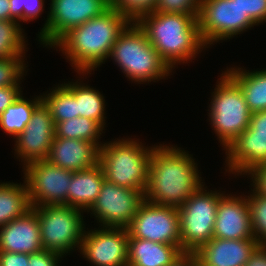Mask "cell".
I'll return each mask as SVG.
<instances>
[{"label":"cell","instance_id":"obj_1","mask_svg":"<svg viewBox=\"0 0 266 266\" xmlns=\"http://www.w3.org/2000/svg\"><path fill=\"white\" fill-rule=\"evenodd\" d=\"M193 158L192 154L177 145H154L145 201L175 208L182 206L205 183Z\"/></svg>","mask_w":266,"mask_h":266},{"label":"cell","instance_id":"obj_2","mask_svg":"<svg viewBox=\"0 0 266 266\" xmlns=\"http://www.w3.org/2000/svg\"><path fill=\"white\" fill-rule=\"evenodd\" d=\"M130 23L126 16L110 8L70 29L51 48L64 54L79 77L91 75L109 59L114 43Z\"/></svg>","mask_w":266,"mask_h":266},{"label":"cell","instance_id":"obj_3","mask_svg":"<svg viewBox=\"0 0 266 266\" xmlns=\"http://www.w3.org/2000/svg\"><path fill=\"white\" fill-rule=\"evenodd\" d=\"M197 18L153 11L141 16L136 23L161 58L174 70L178 64L192 62L203 49L208 48L201 38Z\"/></svg>","mask_w":266,"mask_h":266},{"label":"cell","instance_id":"obj_4","mask_svg":"<svg viewBox=\"0 0 266 266\" xmlns=\"http://www.w3.org/2000/svg\"><path fill=\"white\" fill-rule=\"evenodd\" d=\"M109 58L132 83H156L168 78L173 71L136 22H131L119 35Z\"/></svg>","mask_w":266,"mask_h":266},{"label":"cell","instance_id":"obj_5","mask_svg":"<svg viewBox=\"0 0 266 266\" xmlns=\"http://www.w3.org/2000/svg\"><path fill=\"white\" fill-rule=\"evenodd\" d=\"M116 139L103 142L100 147L99 164L105 180L145 194L154 146H144L146 143L135 138Z\"/></svg>","mask_w":266,"mask_h":266},{"label":"cell","instance_id":"obj_6","mask_svg":"<svg viewBox=\"0 0 266 266\" xmlns=\"http://www.w3.org/2000/svg\"><path fill=\"white\" fill-rule=\"evenodd\" d=\"M220 75L211 95L208 120L225 150L248 128L252 112L240 87L224 71Z\"/></svg>","mask_w":266,"mask_h":266},{"label":"cell","instance_id":"obj_7","mask_svg":"<svg viewBox=\"0 0 266 266\" xmlns=\"http://www.w3.org/2000/svg\"><path fill=\"white\" fill-rule=\"evenodd\" d=\"M31 208L38 215L40 239L44 250L56 252L65 257L74 250L80 251L86 230L83 219L85 211L67 204Z\"/></svg>","mask_w":266,"mask_h":266},{"label":"cell","instance_id":"obj_8","mask_svg":"<svg viewBox=\"0 0 266 266\" xmlns=\"http://www.w3.org/2000/svg\"><path fill=\"white\" fill-rule=\"evenodd\" d=\"M204 185L205 183L177 208L183 252L195 253L213 238L219 198L225 191H207Z\"/></svg>","mask_w":266,"mask_h":266},{"label":"cell","instance_id":"obj_9","mask_svg":"<svg viewBox=\"0 0 266 266\" xmlns=\"http://www.w3.org/2000/svg\"><path fill=\"white\" fill-rule=\"evenodd\" d=\"M197 21L208 48L257 25L235 0H201Z\"/></svg>","mask_w":266,"mask_h":266},{"label":"cell","instance_id":"obj_10","mask_svg":"<svg viewBox=\"0 0 266 266\" xmlns=\"http://www.w3.org/2000/svg\"><path fill=\"white\" fill-rule=\"evenodd\" d=\"M46 21L38 32V41L51 48L70 29L104 14L110 0H50Z\"/></svg>","mask_w":266,"mask_h":266},{"label":"cell","instance_id":"obj_11","mask_svg":"<svg viewBox=\"0 0 266 266\" xmlns=\"http://www.w3.org/2000/svg\"><path fill=\"white\" fill-rule=\"evenodd\" d=\"M22 169L31 207L68 205L72 171L55 166L47 160L30 162Z\"/></svg>","mask_w":266,"mask_h":266},{"label":"cell","instance_id":"obj_12","mask_svg":"<svg viewBox=\"0 0 266 266\" xmlns=\"http://www.w3.org/2000/svg\"><path fill=\"white\" fill-rule=\"evenodd\" d=\"M144 201L143 192L105 180L96 202L87 212L94 216L99 227L127 229Z\"/></svg>","mask_w":266,"mask_h":266},{"label":"cell","instance_id":"obj_13","mask_svg":"<svg viewBox=\"0 0 266 266\" xmlns=\"http://www.w3.org/2000/svg\"><path fill=\"white\" fill-rule=\"evenodd\" d=\"M129 238L172 244L181 249L178 209L144 201L127 228Z\"/></svg>","mask_w":266,"mask_h":266},{"label":"cell","instance_id":"obj_14","mask_svg":"<svg viewBox=\"0 0 266 266\" xmlns=\"http://www.w3.org/2000/svg\"><path fill=\"white\" fill-rule=\"evenodd\" d=\"M129 234L124 228L85 230L80 254L93 266L128 265Z\"/></svg>","mask_w":266,"mask_h":266},{"label":"cell","instance_id":"obj_15","mask_svg":"<svg viewBox=\"0 0 266 266\" xmlns=\"http://www.w3.org/2000/svg\"><path fill=\"white\" fill-rule=\"evenodd\" d=\"M55 137V123L50 110L42 101L33 111L29 123L22 133L16 136L14 156L21 160L22 166L46 160Z\"/></svg>","mask_w":266,"mask_h":266},{"label":"cell","instance_id":"obj_16","mask_svg":"<svg viewBox=\"0 0 266 266\" xmlns=\"http://www.w3.org/2000/svg\"><path fill=\"white\" fill-rule=\"evenodd\" d=\"M213 238L254 239L246 195L224 192L219 198Z\"/></svg>","mask_w":266,"mask_h":266},{"label":"cell","instance_id":"obj_17","mask_svg":"<svg viewBox=\"0 0 266 266\" xmlns=\"http://www.w3.org/2000/svg\"><path fill=\"white\" fill-rule=\"evenodd\" d=\"M226 172L245 175L255 166L266 164V132H252L247 128L224 150Z\"/></svg>","mask_w":266,"mask_h":266},{"label":"cell","instance_id":"obj_18","mask_svg":"<svg viewBox=\"0 0 266 266\" xmlns=\"http://www.w3.org/2000/svg\"><path fill=\"white\" fill-rule=\"evenodd\" d=\"M258 246L255 239L212 238L195 254L198 266H244Z\"/></svg>","mask_w":266,"mask_h":266},{"label":"cell","instance_id":"obj_19","mask_svg":"<svg viewBox=\"0 0 266 266\" xmlns=\"http://www.w3.org/2000/svg\"><path fill=\"white\" fill-rule=\"evenodd\" d=\"M100 147L93 142L54 137L47 161L76 172L92 168L99 163Z\"/></svg>","mask_w":266,"mask_h":266},{"label":"cell","instance_id":"obj_20","mask_svg":"<svg viewBox=\"0 0 266 266\" xmlns=\"http://www.w3.org/2000/svg\"><path fill=\"white\" fill-rule=\"evenodd\" d=\"M42 249L38 215L32 208L0 227V251L32 254Z\"/></svg>","mask_w":266,"mask_h":266},{"label":"cell","instance_id":"obj_21","mask_svg":"<svg viewBox=\"0 0 266 266\" xmlns=\"http://www.w3.org/2000/svg\"><path fill=\"white\" fill-rule=\"evenodd\" d=\"M105 176L98 163L92 168L73 172L68 190V205L88 211L96 202Z\"/></svg>","mask_w":266,"mask_h":266},{"label":"cell","instance_id":"obj_22","mask_svg":"<svg viewBox=\"0 0 266 266\" xmlns=\"http://www.w3.org/2000/svg\"><path fill=\"white\" fill-rule=\"evenodd\" d=\"M183 253L176 245L138 238L128 239V265L130 266H168Z\"/></svg>","mask_w":266,"mask_h":266},{"label":"cell","instance_id":"obj_23","mask_svg":"<svg viewBox=\"0 0 266 266\" xmlns=\"http://www.w3.org/2000/svg\"><path fill=\"white\" fill-rule=\"evenodd\" d=\"M241 89L249 110H266V69L246 70L230 67L224 71Z\"/></svg>","mask_w":266,"mask_h":266},{"label":"cell","instance_id":"obj_24","mask_svg":"<svg viewBox=\"0 0 266 266\" xmlns=\"http://www.w3.org/2000/svg\"><path fill=\"white\" fill-rule=\"evenodd\" d=\"M79 79L75 82L63 83L76 97L78 117L93 119L105 129V97L99 90L83 83L81 78Z\"/></svg>","mask_w":266,"mask_h":266},{"label":"cell","instance_id":"obj_25","mask_svg":"<svg viewBox=\"0 0 266 266\" xmlns=\"http://www.w3.org/2000/svg\"><path fill=\"white\" fill-rule=\"evenodd\" d=\"M24 183L0 182V227L21 217L30 208L28 187Z\"/></svg>","mask_w":266,"mask_h":266},{"label":"cell","instance_id":"obj_26","mask_svg":"<svg viewBox=\"0 0 266 266\" xmlns=\"http://www.w3.org/2000/svg\"><path fill=\"white\" fill-rule=\"evenodd\" d=\"M35 96L32 100L24 98L23 93L8 106L0 116V128L4 133L13 137L23 132L29 123L34 109L42 102L41 94Z\"/></svg>","mask_w":266,"mask_h":266},{"label":"cell","instance_id":"obj_27","mask_svg":"<svg viewBox=\"0 0 266 266\" xmlns=\"http://www.w3.org/2000/svg\"><path fill=\"white\" fill-rule=\"evenodd\" d=\"M106 130L98 122L86 117H75L55 124V137L78 139L102 146L100 139ZM100 143V144H99Z\"/></svg>","mask_w":266,"mask_h":266},{"label":"cell","instance_id":"obj_28","mask_svg":"<svg viewBox=\"0 0 266 266\" xmlns=\"http://www.w3.org/2000/svg\"><path fill=\"white\" fill-rule=\"evenodd\" d=\"M51 91L41 94L42 101L50 110L54 123L78 117L77 101L74 94L62 83Z\"/></svg>","mask_w":266,"mask_h":266},{"label":"cell","instance_id":"obj_29","mask_svg":"<svg viewBox=\"0 0 266 266\" xmlns=\"http://www.w3.org/2000/svg\"><path fill=\"white\" fill-rule=\"evenodd\" d=\"M22 26L15 21H0V59L13 57H26L28 51Z\"/></svg>","mask_w":266,"mask_h":266},{"label":"cell","instance_id":"obj_30","mask_svg":"<svg viewBox=\"0 0 266 266\" xmlns=\"http://www.w3.org/2000/svg\"><path fill=\"white\" fill-rule=\"evenodd\" d=\"M250 189L252 192L246 196L252 234L259 245H266V197Z\"/></svg>","mask_w":266,"mask_h":266},{"label":"cell","instance_id":"obj_31","mask_svg":"<svg viewBox=\"0 0 266 266\" xmlns=\"http://www.w3.org/2000/svg\"><path fill=\"white\" fill-rule=\"evenodd\" d=\"M25 57L0 59V87L20 85L28 71Z\"/></svg>","mask_w":266,"mask_h":266},{"label":"cell","instance_id":"obj_32","mask_svg":"<svg viewBox=\"0 0 266 266\" xmlns=\"http://www.w3.org/2000/svg\"><path fill=\"white\" fill-rule=\"evenodd\" d=\"M157 0H110V7L136 22L141 16L154 11Z\"/></svg>","mask_w":266,"mask_h":266},{"label":"cell","instance_id":"obj_33","mask_svg":"<svg viewBox=\"0 0 266 266\" xmlns=\"http://www.w3.org/2000/svg\"><path fill=\"white\" fill-rule=\"evenodd\" d=\"M201 0H157L154 11L198 16Z\"/></svg>","mask_w":266,"mask_h":266},{"label":"cell","instance_id":"obj_34","mask_svg":"<svg viewBox=\"0 0 266 266\" xmlns=\"http://www.w3.org/2000/svg\"><path fill=\"white\" fill-rule=\"evenodd\" d=\"M244 13L259 26L266 22V0H235Z\"/></svg>","mask_w":266,"mask_h":266},{"label":"cell","instance_id":"obj_35","mask_svg":"<svg viewBox=\"0 0 266 266\" xmlns=\"http://www.w3.org/2000/svg\"><path fill=\"white\" fill-rule=\"evenodd\" d=\"M62 258L64 256L56 252L42 249L39 252L29 254L28 266H60L58 263L61 262Z\"/></svg>","mask_w":266,"mask_h":266},{"label":"cell","instance_id":"obj_36","mask_svg":"<svg viewBox=\"0 0 266 266\" xmlns=\"http://www.w3.org/2000/svg\"><path fill=\"white\" fill-rule=\"evenodd\" d=\"M246 175L250 178V185L255 192L266 197V164L255 166Z\"/></svg>","mask_w":266,"mask_h":266},{"label":"cell","instance_id":"obj_37","mask_svg":"<svg viewBox=\"0 0 266 266\" xmlns=\"http://www.w3.org/2000/svg\"><path fill=\"white\" fill-rule=\"evenodd\" d=\"M21 85L0 87V116L23 92Z\"/></svg>","mask_w":266,"mask_h":266},{"label":"cell","instance_id":"obj_38","mask_svg":"<svg viewBox=\"0 0 266 266\" xmlns=\"http://www.w3.org/2000/svg\"><path fill=\"white\" fill-rule=\"evenodd\" d=\"M45 0H24L23 22L33 21L41 16L44 11Z\"/></svg>","mask_w":266,"mask_h":266},{"label":"cell","instance_id":"obj_39","mask_svg":"<svg viewBox=\"0 0 266 266\" xmlns=\"http://www.w3.org/2000/svg\"><path fill=\"white\" fill-rule=\"evenodd\" d=\"M29 254L0 251V266H28Z\"/></svg>","mask_w":266,"mask_h":266},{"label":"cell","instance_id":"obj_40","mask_svg":"<svg viewBox=\"0 0 266 266\" xmlns=\"http://www.w3.org/2000/svg\"><path fill=\"white\" fill-rule=\"evenodd\" d=\"M248 128L252 132H266V110L253 112Z\"/></svg>","mask_w":266,"mask_h":266},{"label":"cell","instance_id":"obj_41","mask_svg":"<svg viewBox=\"0 0 266 266\" xmlns=\"http://www.w3.org/2000/svg\"><path fill=\"white\" fill-rule=\"evenodd\" d=\"M244 266H266V245H259Z\"/></svg>","mask_w":266,"mask_h":266},{"label":"cell","instance_id":"obj_42","mask_svg":"<svg viewBox=\"0 0 266 266\" xmlns=\"http://www.w3.org/2000/svg\"><path fill=\"white\" fill-rule=\"evenodd\" d=\"M10 2V21H15L19 25L23 21L24 0H9Z\"/></svg>","mask_w":266,"mask_h":266},{"label":"cell","instance_id":"obj_43","mask_svg":"<svg viewBox=\"0 0 266 266\" xmlns=\"http://www.w3.org/2000/svg\"><path fill=\"white\" fill-rule=\"evenodd\" d=\"M168 266H198L196 254L184 252L172 264Z\"/></svg>","mask_w":266,"mask_h":266},{"label":"cell","instance_id":"obj_44","mask_svg":"<svg viewBox=\"0 0 266 266\" xmlns=\"http://www.w3.org/2000/svg\"><path fill=\"white\" fill-rule=\"evenodd\" d=\"M2 20H10L9 0H0V21Z\"/></svg>","mask_w":266,"mask_h":266}]
</instances>
